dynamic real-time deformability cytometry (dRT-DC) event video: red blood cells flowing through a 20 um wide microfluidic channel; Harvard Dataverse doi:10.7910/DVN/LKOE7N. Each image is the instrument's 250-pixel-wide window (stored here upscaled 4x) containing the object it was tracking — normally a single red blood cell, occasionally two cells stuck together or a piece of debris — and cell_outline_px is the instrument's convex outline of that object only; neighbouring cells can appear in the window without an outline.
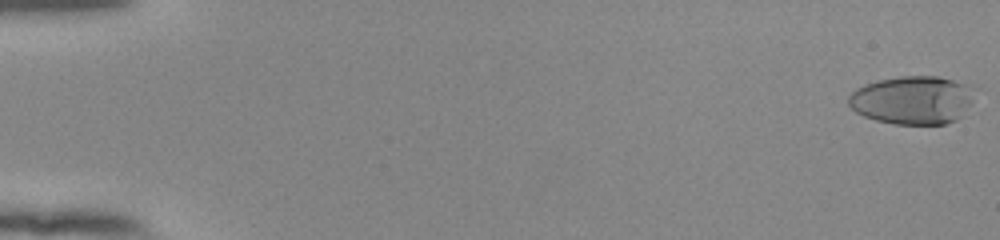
{"species": "human", "species_latin": "Homo sapiens", "temperature_condition": "room temperature", "stored_images_in_passage": 55, "camera_frame_rate_fps": 3000, "um_per_image_px": 0.085, "donor": {"sex": "female"}, "frame": {"image": 1, "passage_image": 1, "time_ms": 0.0, "image_size_px": [1000, 240], "cell_outline_px": [[972, 104], [964, 116], [956, 120], [944, 124], [892, 124], [876, 120], [864, 116], [856, 112], [848, 104], [848, 96], [856, 88], [864, 84], [876, 80], [900, 76], [940, 76], [964, 84], [972, 100]], "centroid_in_image_um": [77.51, 8.52], "position_along_channel_um": 7.5, "area_um2": 35.43}}
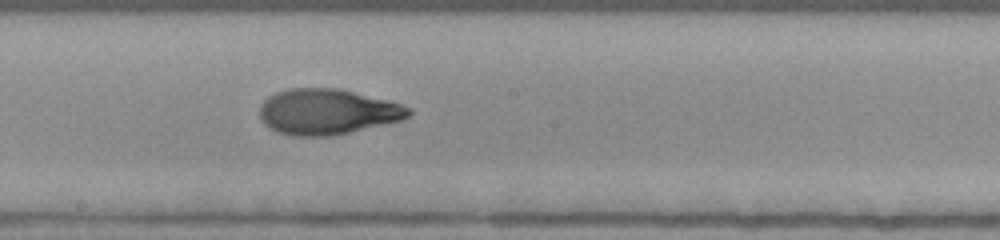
{"frame": {"image": 2, "passage_image": 32, "time_ms": 10.333, "image_size_px": [1000, 240], "cell_outline_px": [[412, 112], [408, 116], [400, 120], [384, 124], [332, 136], [292, 136], [276, 132], [268, 128], [260, 120], [260, 104], [268, 96], [276, 92], [288, 88], [340, 88], [388, 100], [412, 108]], "centroid_in_image_um": [27.78, 9.49], "position_along_channel_um": 220.4, "area_um2": 39.82}}
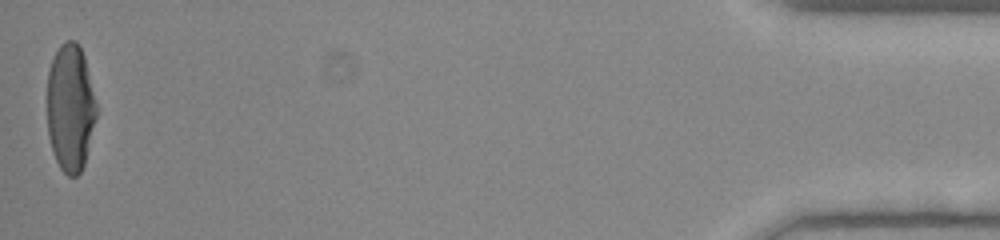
{"frame": {"image": 3, "passage_image": 55, "time_ms": 18.0, "image_size_px": [1000, 240], "cell_outline_px": [[96, 116], [84, 164], [80, 172], [76, 176], [68, 176], [60, 168], [52, 152], [48, 136], [48, 72], [52, 60], [60, 44], [64, 40], [76, 40], [84, 56], [96, 104]], "centroid_in_image_um": [5.96, 9.16], "position_along_channel_um": 429.2, "area_um2": 36.24}, "authors_computed_cell_mechanics": {"area_um2": 38.148, "velocity_mm_per_s": 3.8548, "shape_relaxation_time_tau1_ms": 6.5704, "shape_relaxation_time_tau2_ms": 0.9869, "deformation_change_tau1": 0.2882, "deformation_change_tau2": 0.0598}}